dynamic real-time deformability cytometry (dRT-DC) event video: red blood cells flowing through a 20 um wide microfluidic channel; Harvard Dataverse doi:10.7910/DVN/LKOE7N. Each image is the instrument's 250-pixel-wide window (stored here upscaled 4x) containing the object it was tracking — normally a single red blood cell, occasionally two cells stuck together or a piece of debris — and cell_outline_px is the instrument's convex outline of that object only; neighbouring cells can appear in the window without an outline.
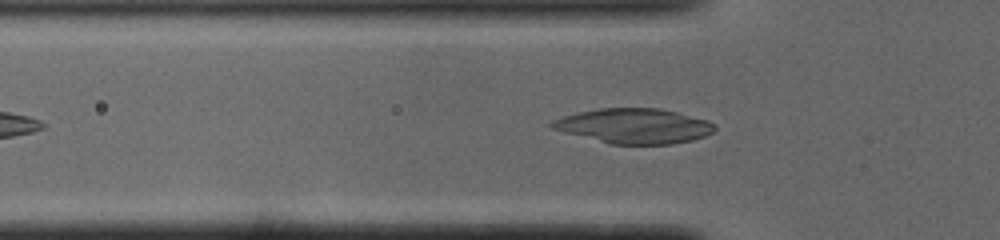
{"species": "common noctule bat (a hibernating species)", "species_latin": "Nyctalus noctula", "temperature_condition": "cold", "stored_images_in_passage": 40, "camera_frame_rate_fps": 3000, "um_per_image_px": 0.085, "animal": {"sex": "male", "body_mass_g": 19.0, "forearm_length_mm": 50.8}, "frame": {"image": 1, "passage_image": 10, "time_ms": 3.0, "image_size_px": [1000, 240], "cell_outline_px": [[716, 128], [712, 132], [704, 136], [692, 140], [672, 144], [612, 144], [564, 132], [552, 128], [548, 124], [552, 120], [564, 116], [580, 112], [600, 108], [660, 108], [708, 120], [716, 124]], "centroid_in_image_um": [53.92, 10.7], "position_along_channel_um": 71.9, "area_um2": 32.95}}
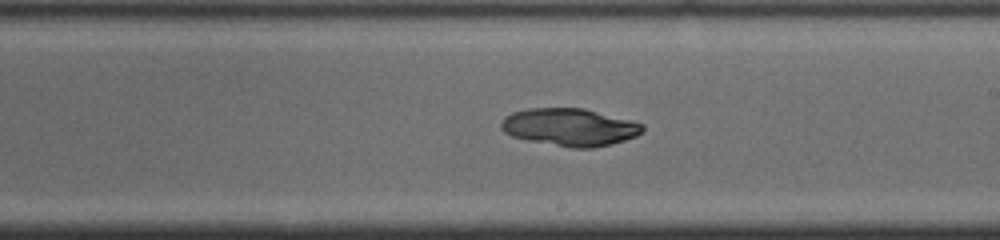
{"frame": {"image": 2, "passage_image": 23, "time_ms": 7.333, "image_size_px": [1000, 240], "cell_outline_px": [[644, 132], [636, 136], [612, 144], [592, 148], [572, 148], [528, 140], [512, 136], [504, 132], [500, 128], [500, 124], [504, 116], [512, 112], [528, 108], [584, 108], [644, 124]], "centroid_in_image_um": [48.42, 10.81], "position_along_channel_um": 240.6, "area_um2": 30.98}}
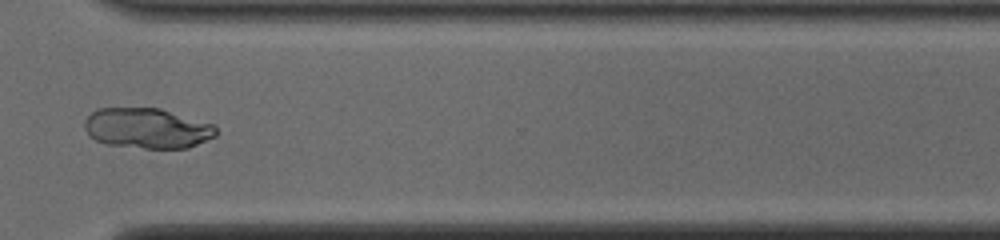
{"frame": {"image": 3, "passage_image": 32, "time_ms": 10.333, "image_size_px": [1000, 240], "cell_outline_px": [[216, 136], [188, 148], [144, 148], [104, 144], [96, 140], [84, 128], [84, 120], [96, 108], [160, 108], [212, 124], [216, 128]], "centroid_in_image_um": [12.49, 10.9], "position_along_channel_um": 358.1, "area_um2": 30.75}}